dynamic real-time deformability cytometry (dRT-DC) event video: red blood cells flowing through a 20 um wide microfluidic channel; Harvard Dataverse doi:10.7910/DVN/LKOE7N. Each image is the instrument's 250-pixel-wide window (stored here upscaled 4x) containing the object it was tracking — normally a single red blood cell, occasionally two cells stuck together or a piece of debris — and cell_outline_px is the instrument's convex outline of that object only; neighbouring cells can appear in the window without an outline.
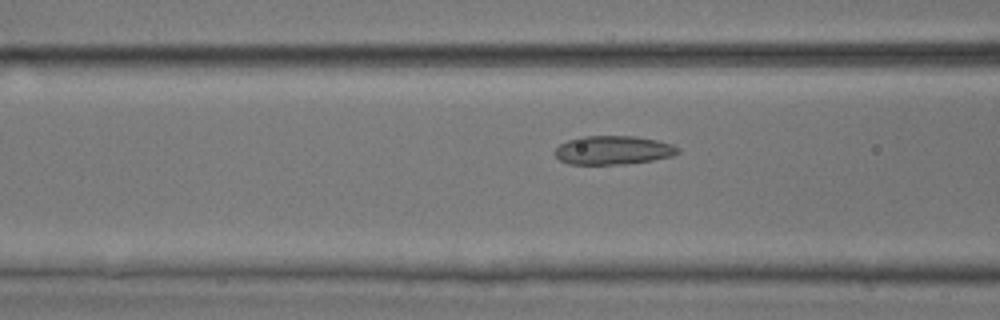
{"species": "common noctule bat (a hibernating species)", "species_latin": "Nyctalus noctula", "temperature_condition": "room temperature", "stored_images_in_passage": 35, "camera_frame_rate_fps": 3000, "um_per_image_px": 0.085, "animal": {"sex": "male", "body_mass_g": 17.9, "forearm_length_mm": 54.2}, "frame": {"image": 1, "passage_image": 7, "time_ms": 2.0, "image_size_px": [1000, 320], "cell_outline_px": [[680, 152], [672, 156], [652, 160], [628, 164], [568, 164], [560, 160], [556, 156], [556, 148], [560, 144], [568, 140], [580, 136], [636, 136], [656, 140], [672, 144], [680, 148]], "centroid_in_image_um": [52.13, 12.76], "position_along_channel_um": 114.5, "area_um2": 20.63}}
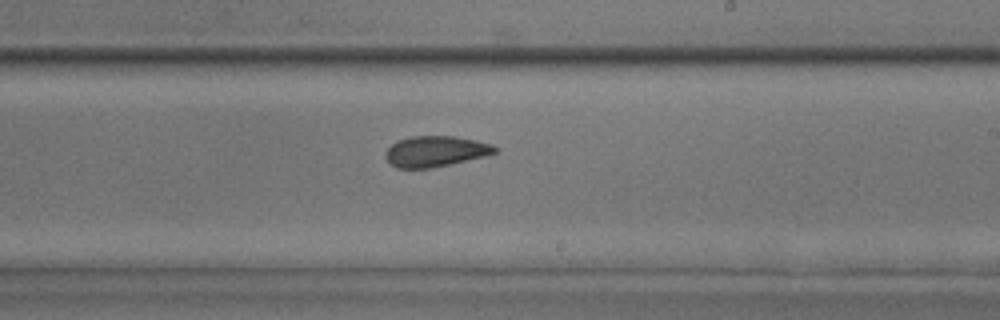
{"frame": {"image": 2, "passage_image": 17, "time_ms": 5.333, "image_size_px": [1000, 320], "cell_outline_px": [[496, 152], [484, 156], [448, 164], [428, 168], [396, 168], [384, 156], [388, 148], [392, 144], [400, 140], [412, 136], [456, 136], [476, 140], [492, 144], [496, 148]], "centroid_in_image_um": [37.01, 12.85], "position_along_channel_um": 252.0, "area_um2": 19.25}}
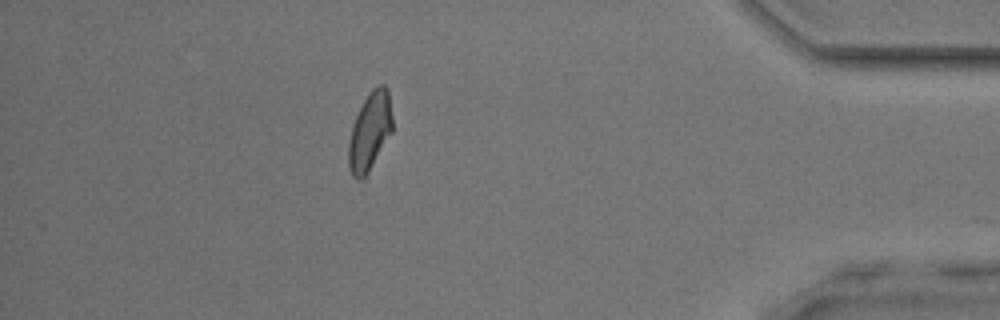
{"frame": {"image": 3, "passage_image": 31, "time_ms": 10.0, "image_size_px": [1000, 320], "cell_outline_px": [[392, 132], [364, 180], [356, 180], [352, 176], [348, 164], [348, 144], [352, 124], [368, 92], [376, 84], [384, 84], [388, 88], [392, 116]], "centroid_in_image_um": [31.43, 11.18], "position_along_channel_um": 403.8, "area_um2": 20.29}, "authors_computed_cell_mechanics": {"area_um2": 20.0566, "velocity_mm_per_s": 4.147, "shape_relaxation_time_tau1_ms": 8.178, "shape_relaxation_time_tau2_ms": 1.7824, "deformation_change_tau1": 0.1527, "deformation_change_tau2": 0.0803}}